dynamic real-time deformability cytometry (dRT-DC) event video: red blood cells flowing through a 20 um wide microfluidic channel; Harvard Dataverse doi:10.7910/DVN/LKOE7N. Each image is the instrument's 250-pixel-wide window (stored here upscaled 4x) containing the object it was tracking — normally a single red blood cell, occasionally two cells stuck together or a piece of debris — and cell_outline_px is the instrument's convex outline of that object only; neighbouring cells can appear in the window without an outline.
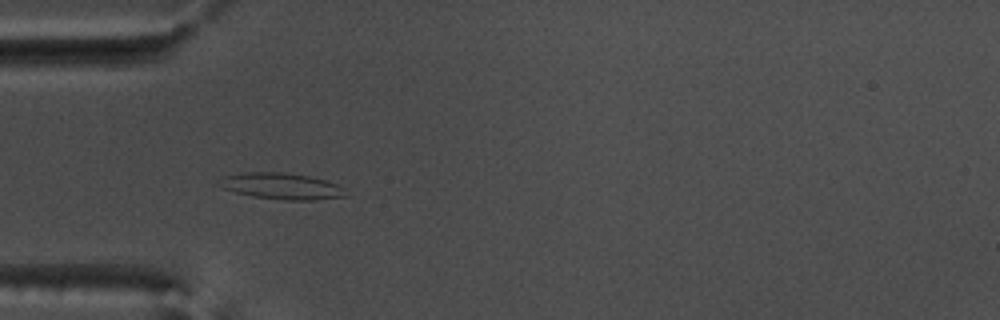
{"species": "common noctule bat (a hibernating species)", "species_latin": "Nyctalus noctula", "temperature_condition": "warm", "stored_images_in_passage": 40, "camera_frame_rate_fps": 3000, "um_per_image_px": 0.085, "animal": {"sex": "male", "body_mass_g": 17.5, "forearm_length_mm": 52.3}, "frame": {"image": 1, "passage_image": 3, "time_ms": 0.667, "image_size_px": [1000, 320], "cell_outline_px": [[352, 196], [312, 200], [284, 200], [252, 196], [236, 192], [212, 184], [220, 176], [240, 172], [284, 172], [308, 176], [324, 180], [336, 184], [344, 188]], "centroid_in_image_um": [23.87, 15.81], "position_along_channel_um": 61.1, "area_um2": 19.88}}
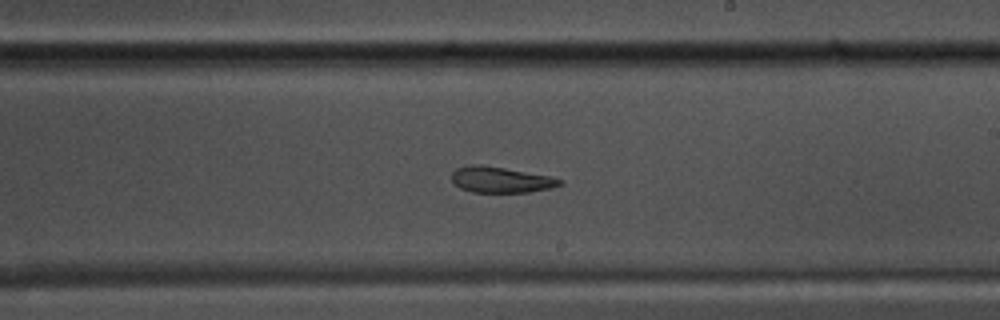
{"frame": {"image": 2, "passage_image": 18, "time_ms": 5.667, "image_size_px": [1000, 320], "cell_outline_px": [[564, 184], [552, 188], [528, 192], [472, 192], [460, 188], [452, 180], [452, 172], [456, 168], [472, 164], [476, 164], [504, 168], [548, 176], [564, 180]], "centroid_in_image_um": [42.58, 15.28], "position_along_channel_um": 246.4, "area_um2": 16.18}}
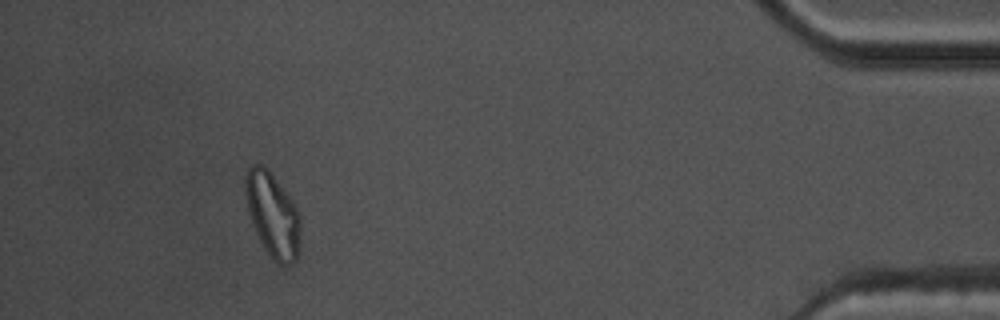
{"frame": {"image": 3, "passage_image": 36, "time_ms": 11.667, "image_size_px": [1000, 320], "cell_outline_px": [[300, 252], [296, 260], [292, 264], [280, 264], [264, 248], [252, 224], [248, 212], [244, 192], [244, 180], [248, 168], [252, 164], [264, 164], [268, 168], [292, 200], [300, 216]], "centroid_in_image_um": [23.17, 18.22], "position_along_channel_um": 412.0, "area_um2": 27.28}, "authors_computed_cell_mechanics": {"area_um2": 17.9469, "velocity_mm_per_s": 3.7653, "shape_relaxation_time_tau1_ms": null, "shape_relaxation_time_tau2_ms": 4.3991, "deformation_change_tau1": null, "deformation_change_tau2": 0.1143}}